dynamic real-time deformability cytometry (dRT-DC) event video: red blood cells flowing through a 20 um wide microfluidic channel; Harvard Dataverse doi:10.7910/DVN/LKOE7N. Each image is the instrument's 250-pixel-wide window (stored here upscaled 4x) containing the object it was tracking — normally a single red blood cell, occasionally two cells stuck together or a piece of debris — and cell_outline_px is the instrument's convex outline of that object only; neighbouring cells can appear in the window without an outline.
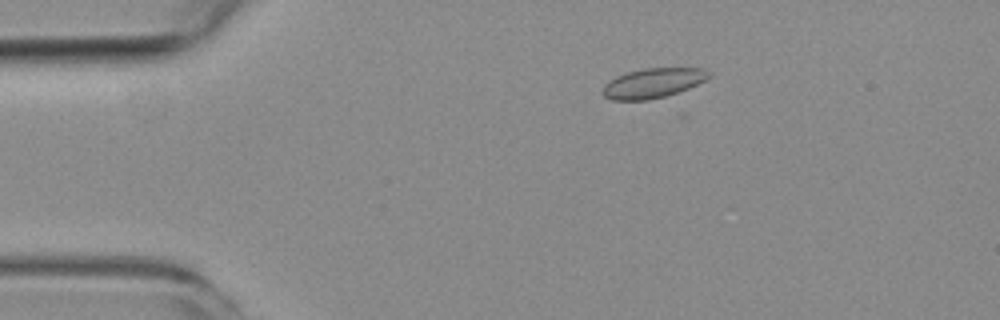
{"species": "common noctule bat (a hibernating species)", "species_latin": "Nyctalus noctula", "temperature_condition": "room temperature", "stored_images_in_passage": 4, "camera_frame_rate_fps": 3000, "um_per_image_px": 0.085, "animal": {"sex": "female", "body_mass_g": 19.3, "forearm_length_mm": 54.1}, "frame": {"image": 1, "passage_image": 1, "time_ms": 0.0, "image_size_px": [1000, 320], "cell_outline_px": [[712, 76], [688, 88], [664, 96], [648, 100], [612, 100], [604, 96], [600, 92], [600, 88], [608, 80], [616, 76], [628, 72], [644, 68], [704, 68], [712, 72]], "centroid_in_image_um": [55.45, 7.05], "position_along_channel_um": 29.5, "area_um2": 18.5}}
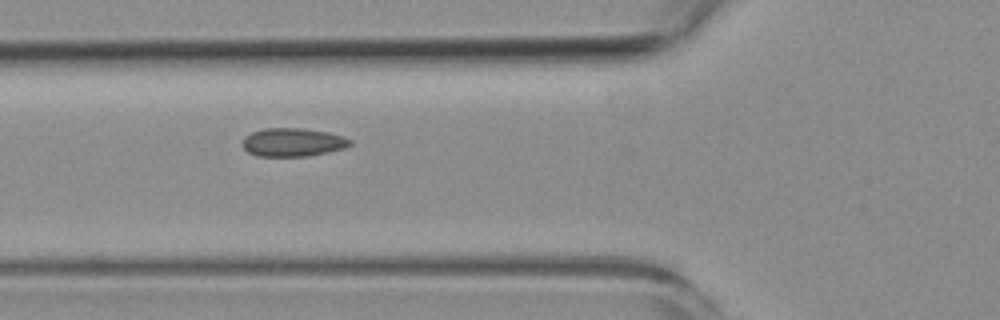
{"frame": {"image": 2, "passage_image": 3, "time_ms": 3.333, "image_size_px": [1000, 320], "cell_outline_px": [[352, 144], [344, 148], [328, 152], [308, 156], [256, 156], [248, 152], [244, 148], [244, 136], [252, 132], [264, 128], [304, 128], [328, 132], [344, 136], [352, 140]], "centroid_in_image_um": [24.92, 12.09], "position_along_channel_um": 100.9, "area_um2": 17.86}}
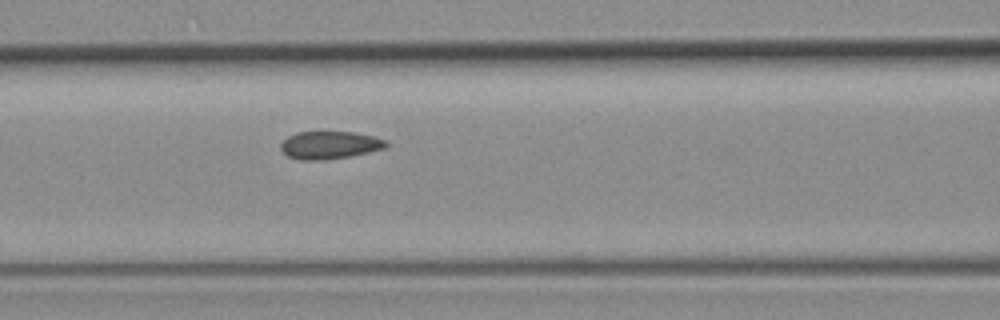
{"frame": {"image": 3, "passage_image": 4, "time_ms": 4.333, "image_size_px": [1000, 320], "cell_outline_px": [[388, 144], [384, 148], [368, 152], [348, 156], [324, 160], [300, 160], [288, 156], [280, 148], [280, 144], [288, 136], [296, 132], [356, 132], [376, 136], [388, 140]], "centroid_in_image_um": [28.04, 12.32], "position_along_channel_um": 138.6, "area_um2": 17.05}}